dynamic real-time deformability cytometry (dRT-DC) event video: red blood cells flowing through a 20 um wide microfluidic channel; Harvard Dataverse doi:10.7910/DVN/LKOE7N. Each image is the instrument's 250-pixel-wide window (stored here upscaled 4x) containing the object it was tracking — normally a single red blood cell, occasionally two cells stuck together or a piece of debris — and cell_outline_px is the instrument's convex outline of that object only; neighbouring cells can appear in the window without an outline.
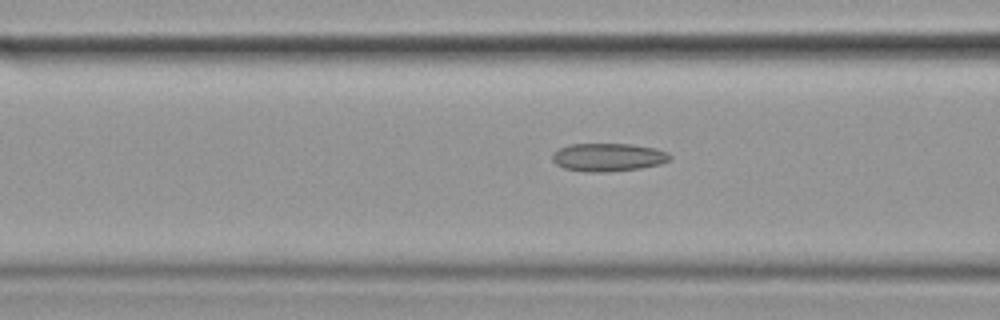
{"species": "common noctule bat (a hibernating species)", "species_latin": "Nyctalus noctula", "temperature_condition": "cold", "stored_images_in_passage": 17, "camera_frame_rate_fps": 3000, "um_per_image_px": 0.085, "animal": {"sex": "female", "body_mass_g": 19.9}, "frame": {"image": 1, "passage_image": 15, "time_ms": 4.667, "image_size_px": [1000, 320], "cell_outline_px": [[672, 156], [668, 160], [660, 164], [640, 168], [608, 172], [584, 172], [564, 168], [556, 164], [552, 160], [552, 152], [568, 144], [632, 144], [656, 148], [668, 152]], "centroid_in_image_um": [51.67, 13.36], "position_along_channel_um": 114.9, "area_um2": 19.42}}